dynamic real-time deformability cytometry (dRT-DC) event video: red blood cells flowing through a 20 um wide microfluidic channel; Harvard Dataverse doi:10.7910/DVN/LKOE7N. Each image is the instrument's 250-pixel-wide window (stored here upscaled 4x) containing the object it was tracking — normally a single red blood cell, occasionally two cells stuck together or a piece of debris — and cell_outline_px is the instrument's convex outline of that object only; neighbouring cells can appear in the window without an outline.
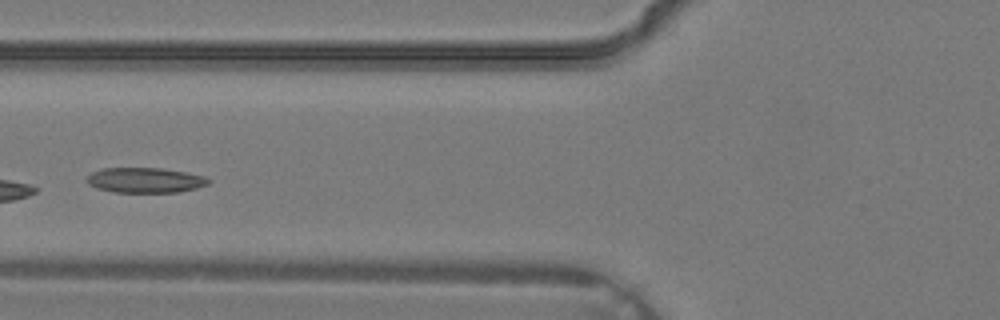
{"species": "common noctule bat (a hibernating species)", "species_latin": "Nyctalus noctula", "temperature_condition": "warm", "stored_images_in_passage": 4, "camera_frame_rate_fps": 3000, "um_per_image_px": 0.085, "animal": {"sex": "male", "body_mass_g": 19.2, "forearm_length_mm": 51.8}, "frame": {"image": 1, "passage_image": 4, "time_ms": 1.0, "image_size_px": [1000, 320], "cell_outline_px": [[212, 180], [208, 184], [196, 188], [180, 192], [112, 192], [96, 188], [88, 184], [84, 180], [92, 172], [100, 168], [160, 168], [184, 172], [204, 176]], "centroid_in_image_um": [12.3, 15.32], "position_along_channel_um": 113.5, "area_um2": 17.92}}